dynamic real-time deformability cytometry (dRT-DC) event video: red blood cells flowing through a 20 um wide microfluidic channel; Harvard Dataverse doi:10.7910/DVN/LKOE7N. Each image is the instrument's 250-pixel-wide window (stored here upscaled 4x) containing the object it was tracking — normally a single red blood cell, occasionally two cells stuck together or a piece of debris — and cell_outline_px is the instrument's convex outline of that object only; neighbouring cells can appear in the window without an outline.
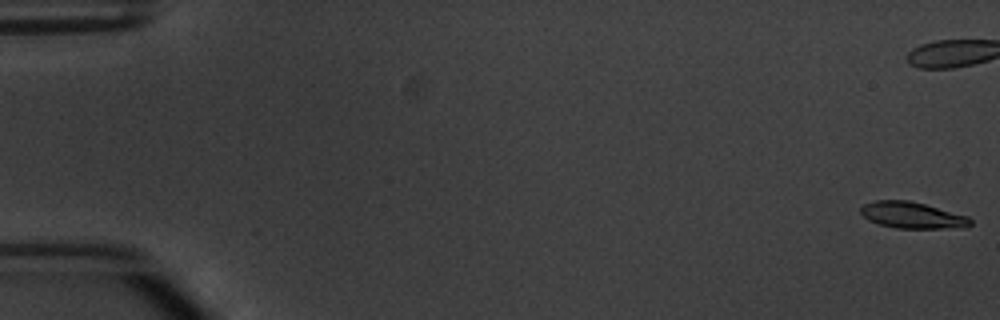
{"species": "common noctule bat (a hibernating species)", "species_latin": "Nyctalus noctula", "temperature_condition": "warm", "stored_images_in_passage": 9, "camera_frame_rate_fps": 3000, "um_per_image_px": 0.085, "animal": {"sex": "male", "body_mass_g": 20.1, "forearm_length_mm": 53.5}, "frame": {"image": 1, "passage_image": 1, "time_ms": 0.0, "image_size_px": [1000, 320], "cell_outline_px": [[972, 224], [968, 228], [896, 228], [880, 224], [868, 220], [860, 212], [860, 208], [864, 204], [876, 200], [908, 200], [924, 204], [968, 216], [972, 220]], "centroid_in_image_um": [77.57, 18.3], "position_along_channel_um": 7.4, "area_um2": 16.88}}
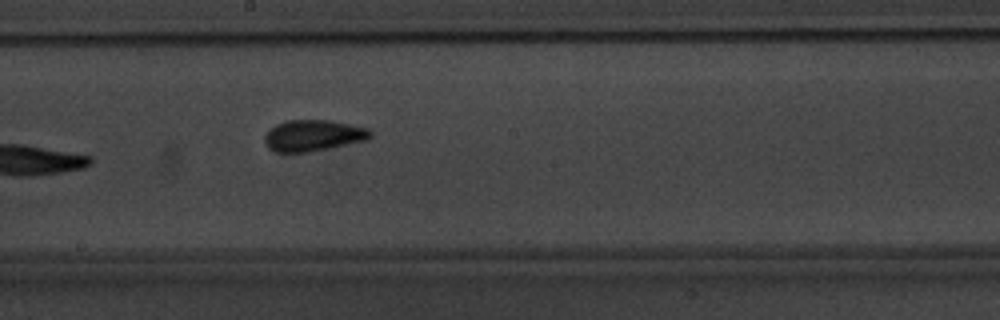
{"frame": {"image": 2, "passage_image": 9, "time_ms": 10.333, "image_size_px": [1000, 320], "cell_outline_px": [[372, 136], [368, 140], [308, 152], [276, 152], [268, 148], [264, 140], [264, 136], [276, 124], [284, 120], [328, 120], [368, 128], [372, 132]], "centroid_in_image_um": [26.62, 11.52], "position_along_channel_um": 221.6, "area_um2": 19.19}}